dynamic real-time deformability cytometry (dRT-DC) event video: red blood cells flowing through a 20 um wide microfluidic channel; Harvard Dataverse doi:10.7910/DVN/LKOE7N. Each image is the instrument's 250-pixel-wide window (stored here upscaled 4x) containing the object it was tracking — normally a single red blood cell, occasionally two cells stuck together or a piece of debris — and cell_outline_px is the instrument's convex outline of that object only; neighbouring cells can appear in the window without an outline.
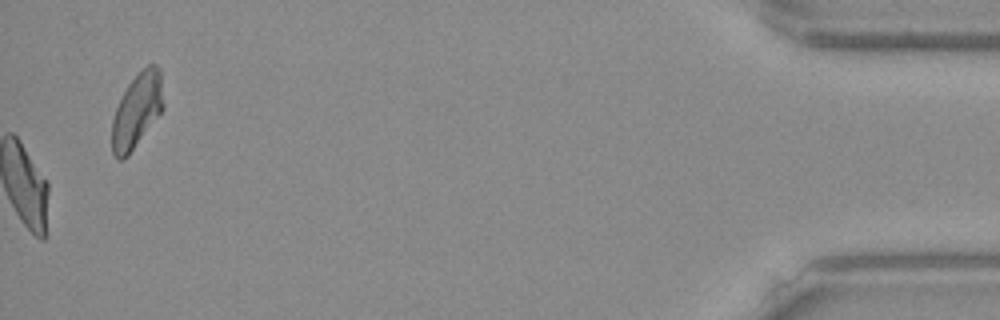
{"species": "Egyptian fruit bat (a non-hibernating species)", "species_latin": "Rousettus aegyptiacus", "temperature_condition": "warm", "stored_images_in_passage": 47, "camera_frame_rate_fps": 3000, "um_per_image_px": 0.085, "frame": {"image": 1, "passage_image": 47, "time_ms": 15.333, "image_size_px": [1000, 320], "cell_outline_px": [[164, 108], [128, 156], [124, 160], [116, 160], [112, 152], [112, 120], [116, 108], [128, 84], [148, 64], [156, 64], [160, 68], [164, 104]], "centroid_in_image_um": [11.64, 9.42], "position_along_channel_um": 423.6, "area_um2": 22.25}, "authors_computed_cell_mechanics": {"area_um2": 23.987, "velocity_mm_per_s": 3.9296, "shape_relaxation_time_tau1_ms": 6.5792, "shape_relaxation_time_tau2_ms": 0.8104, "deformation_change_tau1": 0.2191, "deformation_change_tau2": 0.064}}